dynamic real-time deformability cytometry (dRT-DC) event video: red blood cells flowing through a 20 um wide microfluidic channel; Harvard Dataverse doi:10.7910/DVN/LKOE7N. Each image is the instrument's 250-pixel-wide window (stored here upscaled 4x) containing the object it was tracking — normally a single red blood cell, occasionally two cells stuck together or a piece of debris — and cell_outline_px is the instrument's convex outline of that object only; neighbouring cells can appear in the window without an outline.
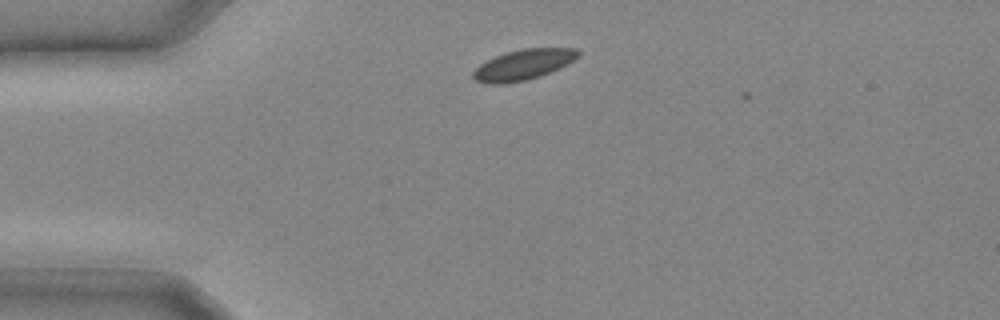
{"species": "common noctule bat (a hibernating species)", "species_latin": "Nyctalus noctula", "temperature_condition": "cold", "stored_images_in_passage": 6, "camera_frame_rate_fps": 3000, "um_per_image_px": 0.085, "animal": {"sex": "male", "body_mass_g": 20.4}, "frame": {"image": 1, "passage_image": 2, "time_ms": 0.333, "image_size_px": [1000, 320], "cell_outline_px": [[580, 56], [560, 68], [540, 76], [524, 80], [504, 84], [488, 84], [476, 80], [472, 76], [472, 72], [480, 64], [496, 56], [508, 52], [524, 48], [576, 48], [580, 52]], "centroid_in_image_um": [44.5, 5.5], "position_along_channel_um": 40.5, "area_um2": 18.5}}
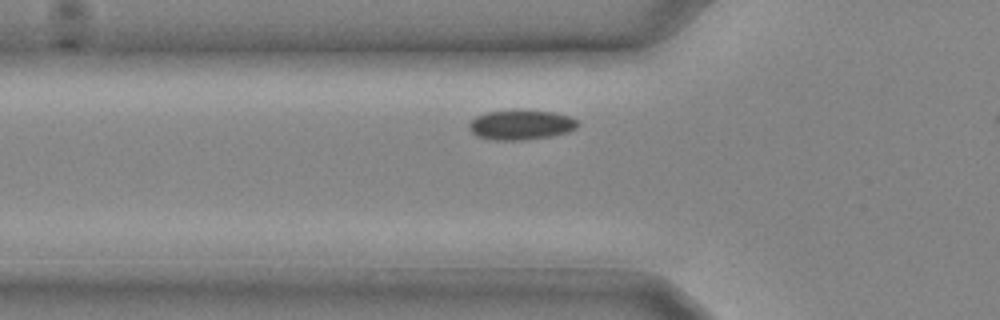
{"frame": {"image": 2, "passage_image": 5, "time_ms": 1.333, "image_size_px": [1000, 320], "cell_outline_px": [[580, 124], [576, 128], [568, 132], [552, 136], [524, 140], [496, 140], [476, 136], [468, 128], [468, 124], [476, 116], [488, 112], [516, 108], [524, 108], [552, 112], [568, 116], [576, 120]], "centroid_in_image_um": [44.28, 10.58], "position_along_channel_um": 81.5, "area_um2": 19.36}}